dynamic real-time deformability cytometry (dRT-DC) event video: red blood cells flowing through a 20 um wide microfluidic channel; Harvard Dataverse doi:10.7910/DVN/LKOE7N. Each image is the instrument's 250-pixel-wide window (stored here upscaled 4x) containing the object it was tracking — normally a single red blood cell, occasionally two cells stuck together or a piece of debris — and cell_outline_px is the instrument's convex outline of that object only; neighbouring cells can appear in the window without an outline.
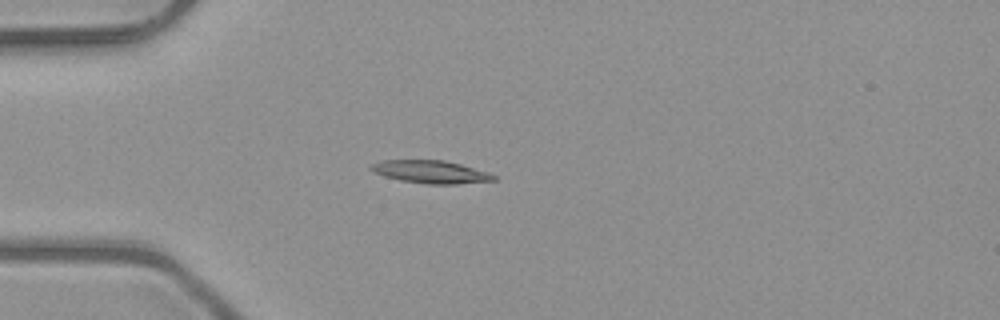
{"species": "common noctule bat (a hibernating species)", "species_latin": "Nyctalus noctula", "temperature_condition": "room temperature", "stored_images_in_passage": 46, "camera_frame_rate_fps": 3000, "um_per_image_px": 0.085, "animal": {"sex": "male", "body_mass_g": 23.1, "forearm_length_mm": 52.7}, "frame": {"image": 1, "passage_image": 15, "time_ms": 4.667, "image_size_px": [1000, 320], "cell_outline_px": [[496, 180], [456, 184], [428, 184], [400, 180], [384, 176], [368, 168], [372, 164], [380, 160], [444, 160], [460, 164], [488, 172], [496, 176]], "centroid_in_image_um": [36.61, 14.6], "position_along_channel_um": 48.4, "area_um2": 16.18}}
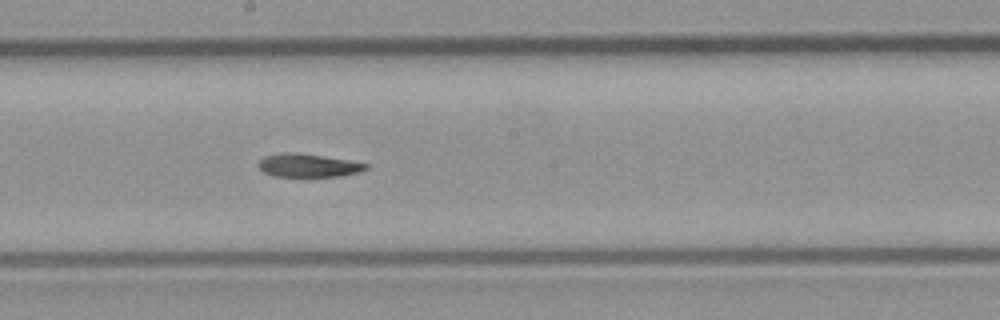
{"frame": {"image": 2, "passage_image": 29, "time_ms": 9.333, "image_size_px": [1000, 320], "cell_outline_px": [[368, 168], [360, 172], [340, 176], [272, 176], [264, 172], [256, 164], [264, 156], [284, 152], [292, 152], [348, 160], [368, 164]], "centroid_in_image_um": [26.17, 14.06], "position_along_channel_um": 222.0, "area_um2": 14.39}}
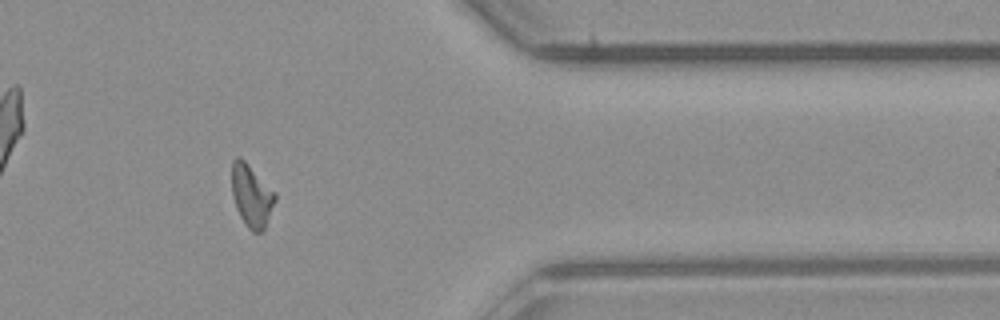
{"frame": {"image": 3, "passage_image": 43, "time_ms": 14.0, "image_size_px": [1000, 320], "cell_outline_px": [[276, 200], [264, 232], [252, 232], [248, 228], [240, 216], [236, 208], [232, 192], [232, 160], [236, 156], [240, 156], [276, 192]], "centroid_in_image_um": [21.4, 16.64], "position_along_channel_um": 390.0, "area_um2": 15.9}, "authors_computed_cell_mechanics": {"area_um2": 15.6638, "velocity_mm_per_s": 4.0354, "shape_relaxation_time_tau1_ms": 4.6976, "shape_relaxation_time_tau2_ms": 4.4718, "deformation_change_tau1": 0.161, "deformation_change_tau2": 0.1183}}